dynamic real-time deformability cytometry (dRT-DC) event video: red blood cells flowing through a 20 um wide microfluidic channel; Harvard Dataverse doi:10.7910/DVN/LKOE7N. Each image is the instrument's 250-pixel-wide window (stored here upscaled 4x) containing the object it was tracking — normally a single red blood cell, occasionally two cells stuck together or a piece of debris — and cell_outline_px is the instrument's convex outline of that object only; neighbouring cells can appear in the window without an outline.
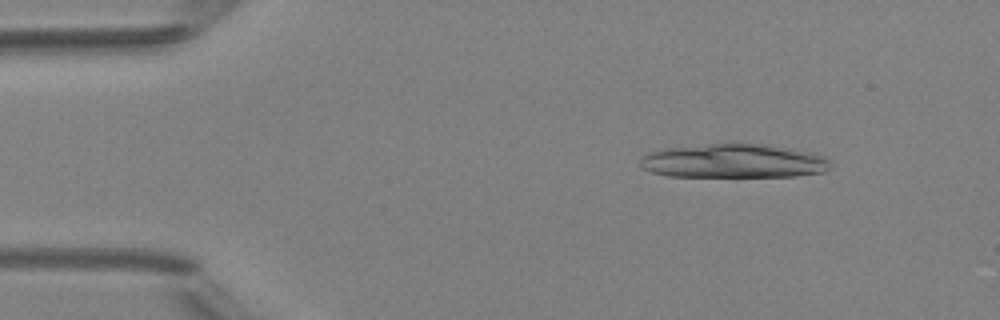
{"species": "Egyptian fruit bat (a non-hibernating species)", "species_latin": "Rousettus aegyptiacus", "temperature_condition": "room temperature", "stored_images_in_passage": 5, "segment_of_instrument_passage": [1, 2], "camera_frame_rate_fps": 3000, "um_per_image_px": 0.085, "animal": {"sex": "female"}, "frame": {"image": 1, "passage_image": 1, "time_ms": 0.0, "image_size_px": [1000, 320], "cell_outline_px": [[832, 168], [824, 172], [796, 176], [736, 180], [668, 176], [652, 172], [640, 168], [640, 156], [648, 152], [664, 148], [732, 140], [768, 144], [792, 148], [812, 152], [824, 156], [828, 160]], "centroid_in_image_um": [62.34, 13.7], "position_along_channel_um": 22.7, "area_um2": 40.92}}